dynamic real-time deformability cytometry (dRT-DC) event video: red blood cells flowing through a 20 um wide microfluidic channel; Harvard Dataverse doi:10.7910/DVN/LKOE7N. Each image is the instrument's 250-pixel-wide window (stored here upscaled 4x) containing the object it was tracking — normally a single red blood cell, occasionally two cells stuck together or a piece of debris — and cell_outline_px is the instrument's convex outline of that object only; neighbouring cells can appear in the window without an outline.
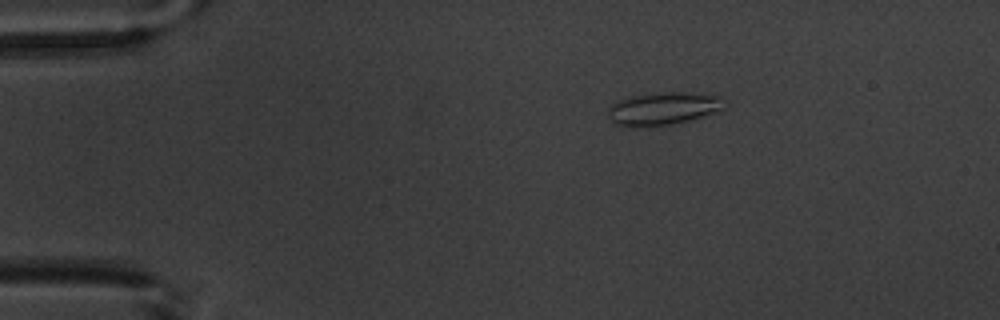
{"species": "common noctule bat (a hibernating species)", "species_latin": "Nyctalus noctula", "temperature_condition": "warm", "stored_images_in_passage": 4, "camera_frame_rate_fps": 3000, "um_per_image_px": 0.085, "animal": {"sex": "male", "body_mass_g": 20.1, "forearm_length_mm": 53.5}, "frame": {"image": 1, "passage_image": 1, "time_ms": 0.0, "image_size_px": [1000, 320], "cell_outline_px": [[728, 104], [720, 112], [672, 124], [648, 128], [628, 128], [612, 124], [608, 112], [608, 108], [612, 104], [628, 96], [660, 92], [684, 92], [720, 96], [728, 100]], "centroid_in_image_um": [56.39, 9.25], "position_along_channel_um": 28.6, "area_um2": 23.06}}